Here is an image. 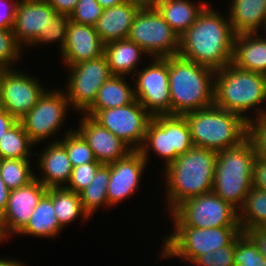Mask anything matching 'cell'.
<instances>
[{
  "mask_svg": "<svg viewBox=\"0 0 266 266\" xmlns=\"http://www.w3.org/2000/svg\"><path fill=\"white\" fill-rule=\"evenodd\" d=\"M226 17L208 3L180 37L178 54L214 71L231 63L235 33L228 15Z\"/></svg>",
  "mask_w": 266,
  "mask_h": 266,
  "instance_id": "cell-1",
  "label": "cell"
},
{
  "mask_svg": "<svg viewBox=\"0 0 266 266\" xmlns=\"http://www.w3.org/2000/svg\"><path fill=\"white\" fill-rule=\"evenodd\" d=\"M216 163L217 152L193 146L164 168L170 212L189 198L212 192Z\"/></svg>",
  "mask_w": 266,
  "mask_h": 266,
  "instance_id": "cell-2",
  "label": "cell"
},
{
  "mask_svg": "<svg viewBox=\"0 0 266 266\" xmlns=\"http://www.w3.org/2000/svg\"><path fill=\"white\" fill-rule=\"evenodd\" d=\"M215 71L179 54L168 57L171 115L214 105Z\"/></svg>",
  "mask_w": 266,
  "mask_h": 266,
  "instance_id": "cell-3",
  "label": "cell"
},
{
  "mask_svg": "<svg viewBox=\"0 0 266 266\" xmlns=\"http://www.w3.org/2000/svg\"><path fill=\"white\" fill-rule=\"evenodd\" d=\"M266 101V76L244 70L232 62L215 71L214 106L240 115L248 123L266 114L261 104ZM254 109L253 118L247 110Z\"/></svg>",
  "mask_w": 266,
  "mask_h": 266,
  "instance_id": "cell-4",
  "label": "cell"
},
{
  "mask_svg": "<svg viewBox=\"0 0 266 266\" xmlns=\"http://www.w3.org/2000/svg\"><path fill=\"white\" fill-rule=\"evenodd\" d=\"M256 150L247 137L239 145L217 152L213 192L240 209L253 187Z\"/></svg>",
  "mask_w": 266,
  "mask_h": 266,
  "instance_id": "cell-5",
  "label": "cell"
},
{
  "mask_svg": "<svg viewBox=\"0 0 266 266\" xmlns=\"http://www.w3.org/2000/svg\"><path fill=\"white\" fill-rule=\"evenodd\" d=\"M194 146L215 152L239 145L248 137V122L240 115L211 106L184 113Z\"/></svg>",
  "mask_w": 266,
  "mask_h": 266,
  "instance_id": "cell-6",
  "label": "cell"
},
{
  "mask_svg": "<svg viewBox=\"0 0 266 266\" xmlns=\"http://www.w3.org/2000/svg\"><path fill=\"white\" fill-rule=\"evenodd\" d=\"M173 227L171 234L163 241L161 256L171 259L177 257L190 264L207 252L212 253L229 245L242 232L240 227Z\"/></svg>",
  "mask_w": 266,
  "mask_h": 266,
  "instance_id": "cell-7",
  "label": "cell"
},
{
  "mask_svg": "<svg viewBox=\"0 0 266 266\" xmlns=\"http://www.w3.org/2000/svg\"><path fill=\"white\" fill-rule=\"evenodd\" d=\"M189 125L183 115H155L150 119L145 139L138 150L147 161L153 150L164 159L165 168L193 147Z\"/></svg>",
  "mask_w": 266,
  "mask_h": 266,
  "instance_id": "cell-8",
  "label": "cell"
},
{
  "mask_svg": "<svg viewBox=\"0 0 266 266\" xmlns=\"http://www.w3.org/2000/svg\"><path fill=\"white\" fill-rule=\"evenodd\" d=\"M170 217L174 226L240 227L239 210L213 191L180 203L171 212Z\"/></svg>",
  "mask_w": 266,
  "mask_h": 266,
  "instance_id": "cell-9",
  "label": "cell"
},
{
  "mask_svg": "<svg viewBox=\"0 0 266 266\" xmlns=\"http://www.w3.org/2000/svg\"><path fill=\"white\" fill-rule=\"evenodd\" d=\"M151 58L177 55L180 38L154 6H142L134 17L127 37Z\"/></svg>",
  "mask_w": 266,
  "mask_h": 266,
  "instance_id": "cell-10",
  "label": "cell"
},
{
  "mask_svg": "<svg viewBox=\"0 0 266 266\" xmlns=\"http://www.w3.org/2000/svg\"><path fill=\"white\" fill-rule=\"evenodd\" d=\"M100 126L107 128L132 150L142 146L152 115L135 99L132 103L100 111H84Z\"/></svg>",
  "mask_w": 266,
  "mask_h": 266,
  "instance_id": "cell-11",
  "label": "cell"
},
{
  "mask_svg": "<svg viewBox=\"0 0 266 266\" xmlns=\"http://www.w3.org/2000/svg\"><path fill=\"white\" fill-rule=\"evenodd\" d=\"M69 109L71 108L65 90L47 89L20 121L30 140L37 145L56 135L59 128H62Z\"/></svg>",
  "mask_w": 266,
  "mask_h": 266,
  "instance_id": "cell-12",
  "label": "cell"
},
{
  "mask_svg": "<svg viewBox=\"0 0 266 266\" xmlns=\"http://www.w3.org/2000/svg\"><path fill=\"white\" fill-rule=\"evenodd\" d=\"M70 71L67 92L70 107L81 114L94 102L97 92L112 76L105 54L75 65H66Z\"/></svg>",
  "mask_w": 266,
  "mask_h": 266,
  "instance_id": "cell-13",
  "label": "cell"
},
{
  "mask_svg": "<svg viewBox=\"0 0 266 266\" xmlns=\"http://www.w3.org/2000/svg\"><path fill=\"white\" fill-rule=\"evenodd\" d=\"M152 60L133 77L135 98L152 116L171 115L168 57Z\"/></svg>",
  "mask_w": 266,
  "mask_h": 266,
  "instance_id": "cell-14",
  "label": "cell"
},
{
  "mask_svg": "<svg viewBox=\"0 0 266 266\" xmlns=\"http://www.w3.org/2000/svg\"><path fill=\"white\" fill-rule=\"evenodd\" d=\"M45 90L39 79L27 73L24 74L21 70H0L2 108L17 121H20L36 105Z\"/></svg>",
  "mask_w": 266,
  "mask_h": 266,
  "instance_id": "cell-15",
  "label": "cell"
},
{
  "mask_svg": "<svg viewBox=\"0 0 266 266\" xmlns=\"http://www.w3.org/2000/svg\"><path fill=\"white\" fill-rule=\"evenodd\" d=\"M56 13L47 0H19L12 29L18 44L33 47Z\"/></svg>",
  "mask_w": 266,
  "mask_h": 266,
  "instance_id": "cell-16",
  "label": "cell"
},
{
  "mask_svg": "<svg viewBox=\"0 0 266 266\" xmlns=\"http://www.w3.org/2000/svg\"><path fill=\"white\" fill-rule=\"evenodd\" d=\"M108 165L110 166V180L107 197L109 206L112 207L138 191L147 161L138 150H133L125 158Z\"/></svg>",
  "mask_w": 266,
  "mask_h": 266,
  "instance_id": "cell-17",
  "label": "cell"
},
{
  "mask_svg": "<svg viewBox=\"0 0 266 266\" xmlns=\"http://www.w3.org/2000/svg\"><path fill=\"white\" fill-rule=\"evenodd\" d=\"M76 129L92 149L96 161L111 164L125 158L133 150L107 128L100 126L91 117L83 114Z\"/></svg>",
  "mask_w": 266,
  "mask_h": 266,
  "instance_id": "cell-18",
  "label": "cell"
},
{
  "mask_svg": "<svg viewBox=\"0 0 266 266\" xmlns=\"http://www.w3.org/2000/svg\"><path fill=\"white\" fill-rule=\"evenodd\" d=\"M104 54V43L94 26L70 20L64 48L60 55L66 65H75Z\"/></svg>",
  "mask_w": 266,
  "mask_h": 266,
  "instance_id": "cell-19",
  "label": "cell"
},
{
  "mask_svg": "<svg viewBox=\"0 0 266 266\" xmlns=\"http://www.w3.org/2000/svg\"><path fill=\"white\" fill-rule=\"evenodd\" d=\"M47 188L37 179L28 185L11 190L7 207L1 216L8 232L16 234L27 224Z\"/></svg>",
  "mask_w": 266,
  "mask_h": 266,
  "instance_id": "cell-20",
  "label": "cell"
},
{
  "mask_svg": "<svg viewBox=\"0 0 266 266\" xmlns=\"http://www.w3.org/2000/svg\"><path fill=\"white\" fill-rule=\"evenodd\" d=\"M39 156L38 169L44 173L42 178L35 174V179L39 180L47 189L66 187L69 183L73 166L67 155L65 147L55 139L47 145L42 153L33 154ZM38 176V177H37ZM65 184V185H64Z\"/></svg>",
  "mask_w": 266,
  "mask_h": 266,
  "instance_id": "cell-21",
  "label": "cell"
},
{
  "mask_svg": "<svg viewBox=\"0 0 266 266\" xmlns=\"http://www.w3.org/2000/svg\"><path fill=\"white\" fill-rule=\"evenodd\" d=\"M141 4L127 1L118 6L105 8L94 26L100 40L106 44L111 41L126 39L133 20Z\"/></svg>",
  "mask_w": 266,
  "mask_h": 266,
  "instance_id": "cell-22",
  "label": "cell"
},
{
  "mask_svg": "<svg viewBox=\"0 0 266 266\" xmlns=\"http://www.w3.org/2000/svg\"><path fill=\"white\" fill-rule=\"evenodd\" d=\"M237 34L234 37L233 60L237 67L266 76V35Z\"/></svg>",
  "mask_w": 266,
  "mask_h": 266,
  "instance_id": "cell-23",
  "label": "cell"
},
{
  "mask_svg": "<svg viewBox=\"0 0 266 266\" xmlns=\"http://www.w3.org/2000/svg\"><path fill=\"white\" fill-rule=\"evenodd\" d=\"M228 15L235 35L258 33L260 27L266 33V0H232Z\"/></svg>",
  "mask_w": 266,
  "mask_h": 266,
  "instance_id": "cell-24",
  "label": "cell"
},
{
  "mask_svg": "<svg viewBox=\"0 0 266 266\" xmlns=\"http://www.w3.org/2000/svg\"><path fill=\"white\" fill-rule=\"evenodd\" d=\"M104 54L112 75L134 77L140 60L147 54L130 39H121L104 44Z\"/></svg>",
  "mask_w": 266,
  "mask_h": 266,
  "instance_id": "cell-25",
  "label": "cell"
},
{
  "mask_svg": "<svg viewBox=\"0 0 266 266\" xmlns=\"http://www.w3.org/2000/svg\"><path fill=\"white\" fill-rule=\"evenodd\" d=\"M198 2L195 5L192 0H159L153 6L180 38L208 5Z\"/></svg>",
  "mask_w": 266,
  "mask_h": 266,
  "instance_id": "cell-26",
  "label": "cell"
},
{
  "mask_svg": "<svg viewBox=\"0 0 266 266\" xmlns=\"http://www.w3.org/2000/svg\"><path fill=\"white\" fill-rule=\"evenodd\" d=\"M62 231L57 220L53 201L52 188L41 197L27 224L17 233L27 236L53 238Z\"/></svg>",
  "mask_w": 266,
  "mask_h": 266,
  "instance_id": "cell-27",
  "label": "cell"
},
{
  "mask_svg": "<svg viewBox=\"0 0 266 266\" xmlns=\"http://www.w3.org/2000/svg\"><path fill=\"white\" fill-rule=\"evenodd\" d=\"M125 76L112 75L97 92L94 102L85 111H100L132 103L136 98Z\"/></svg>",
  "mask_w": 266,
  "mask_h": 266,
  "instance_id": "cell-28",
  "label": "cell"
},
{
  "mask_svg": "<svg viewBox=\"0 0 266 266\" xmlns=\"http://www.w3.org/2000/svg\"><path fill=\"white\" fill-rule=\"evenodd\" d=\"M52 201L54 211L62 228L71 224L75 219L89 220V215L83 210L80 195L65 187L52 188Z\"/></svg>",
  "mask_w": 266,
  "mask_h": 266,
  "instance_id": "cell-29",
  "label": "cell"
},
{
  "mask_svg": "<svg viewBox=\"0 0 266 266\" xmlns=\"http://www.w3.org/2000/svg\"><path fill=\"white\" fill-rule=\"evenodd\" d=\"M110 180V166L102 164L88 187L83 189L79 195L83 210L89 215L93 216L95 211L101 205L109 207L107 197V187Z\"/></svg>",
  "mask_w": 266,
  "mask_h": 266,
  "instance_id": "cell-30",
  "label": "cell"
},
{
  "mask_svg": "<svg viewBox=\"0 0 266 266\" xmlns=\"http://www.w3.org/2000/svg\"><path fill=\"white\" fill-rule=\"evenodd\" d=\"M34 145L21 121H17L0 139V159H30Z\"/></svg>",
  "mask_w": 266,
  "mask_h": 266,
  "instance_id": "cell-31",
  "label": "cell"
},
{
  "mask_svg": "<svg viewBox=\"0 0 266 266\" xmlns=\"http://www.w3.org/2000/svg\"><path fill=\"white\" fill-rule=\"evenodd\" d=\"M242 232L254 227L266 226V191L252 187L239 209Z\"/></svg>",
  "mask_w": 266,
  "mask_h": 266,
  "instance_id": "cell-32",
  "label": "cell"
},
{
  "mask_svg": "<svg viewBox=\"0 0 266 266\" xmlns=\"http://www.w3.org/2000/svg\"><path fill=\"white\" fill-rule=\"evenodd\" d=\"M29 159H0V176L7 188L15 190L35 179Z\"/></svg>",
  "mask_w": 266,
  "mask_h": 266,
  "instance_id": "cell-33",
  "label": "cell"
},
{
  "mask_svg": "<svg viewBox=\"0 0 266 266\" xmlns=\"http://www.w3.org/2000/svg\"><path fill=\"white\" fill-rule=\"evenodd\" d=\"M63 135L64 137L62 140L59 139V142L65 147L73 167L89 162H98L87 141L76 129H69Z\"/></svg>",
  "mask_w": 266,
  "mask_h": 266,
  "instance_id": "cell-34",
  "label": "cell"
},
{
  "mask_svg": "<svg viewBox=\"0 0 266 266\" xmlns=\"http://www.w3.org/2000/svg\"><path fill=\"white\" fill-rule=\"evenodd\" d=\"M233 259L235 266H266V260L245 232L236 237Z\"/></svg>",
  "mask_w": 266,
  "mask_h": 266,
  "instance_id": "cell-35",
  "label": "cell"
},
{
  "mask_svg": "<svg viewBox=\"0 0 266 266\" xmlns=\"http://www.w3.org/2000/svg\"><path fill=\"white\" fill-rule=\"evenodd\" d=\"M70 22L69 15L67 14H61L56 13L53 17L51 22L49 23V26L46 30L42 32V34L38 37V40L34 44L41 45V44H53L55 42H58L60 45V53L62 49L64 48L65 42H66V36H67V28L68 24Z\"/></svg>",
  "mask_w": 266,
  "mask_h": 266,
  "instance_id": "cell-36",
  "label": "cell"
},
{
  "mask_svg": "<svg viewBox=\"0 0 266 266\" xmlns=\"http://www.w3.org/2000/svg\"><path fill=\"white\" fill-rule=\"evenodd\" d=\"M22 49L12 30L0 29V70L13 69L12 64L21 60Z\"/></svg>",
  "mask_w": 266,
  "mask_h": 266,
  "instance_id": "cell-37",
  "label": "cell"
},
{
  "mask_svg": "<svg viewBox=\"0 0 266 266\" xmlns=\"http://www.w3.org/2000/svg\"><path fill=\"white\" fill-rule=\"evenodd\" d=\"M236 247V238L229 244L215 251L207 252L197 257L192 266H235L234 252Z\"/></svg>",
  "mask_w": 266,
  "mask_h": 266,
  "instance_id": "cell-38",
  "label": "cell"
},
{
  "mask_svg": "<svg viewBox=\"0 0 266 266\" xmlns=\"http://www.w3.org/2000/svg\"><path fill=\"white\" fill-rule=\"evenodd\" d=\"M102 11L103 8L96 0H78L69 18L78 24L95 26Z\"/></svg>",
  "mask_w": 266,
  "mask_h": 266,
  "instance_id": "cell-39",
  "label": "cell"
},
{
  "mask_svg": "<svg viewBox=\"0 0 266 266\" xmlns=\"http://www.w3.org/2000/svg\"><path fill=\"white\" fill-rule=\"evenodd\" d=\"M101 165L100 162H89L73 167L69 183L65 188L79 194L89 186Z\"/></svg>",
  "mask_w": 266,
  "mask_h": 266,
  "instance_id": "cell-40",
  "label": "cell"
},
{
  "mask_svg": "<svg viewBox=\"0 0 266 266\" xmlns=\"http://www.w3.org/2000/svg\"><path fill=\"white\" fill-rule=\"evenodd\" d=\"M254 119L248 123V137L254 143L257 156L266 160V114Z\"/></svg>",
  "mask_w": 266,
  "mask_h": 266,
  "instance_id": "cell-41",
  "label": "cell"
},
{
  "mask_svg": "<svg viewBox=\"0 0 266 266\" xmlns=\"http://www.w3.org/2000/svg\"><path fill=\"white\" fill-rule=\"evenodd\" d=\"M0 0V29L12 30L19 0Z\"/></svg>",
  "mask_w": 266,
  "mask_h": 266,
  "instance_id": "cell-42",
  "label": "cell"
},
{
  "mask_svg": "<svg viewBox=\"0 0 266 266\" xmlns=\"http://www.w3.org/2000/svg\"><path fill=\"white\" fill-rule=\"evenodd\" d=\"M253 187L266 191V160L259 156L254 163Z\"/></svg>",
  "mask_w": 266,
  "mask_h": 266,
  "instance_id": "cell-43",
  "label": "cell"
},
{
  "mask_svg": "<svg viewBox=\"0 0 266 266\" xmlns=\"http://www.w3.org/2000/svg\"><path fill=\"white\" fill-rule=\"evenodd\" d=\"M245 233L255 243L257 249L266 260V226L247 229Z\"/></svg>",
  "mask_w": 266,
  "mask_h": 266,
  "instance_id": "cell-44",
  "label": "cell"
},
{
  "mask_svg": "<svg viewBox=\"0 0 266 266\" xmlns=\"http://www.w3.org/2000/svg\"><path fill=\"white\" fill-rule=\"evenodd\" d=\"M57 13L70 14L76 7L78 0H47Z\"/></svg>",
  "mask_w": 266,
  "mask_h": 266,
  "instance_id": "cell-45",
  "label": "cell"
},
{
  "mask_svg": "<svg viewBox=\"0 0 266 266\" xmlns=\"http://www.w3.org/2000/svg\"><path fill=\"white\" fill-rule=\"evenodd\" d=\"M17 120L5 109L0 110V139L11 128Z\"/></svg>",
  "mask_w": 266,
  "mask_h": 266,
  "instance_id": "cell-46",
  "label": "cell"
},
{
  "mask_svg": "<svg viewBox=\"0 0 266 266\" xmlns=\"http://www.w3.org/2000/svg\"><path fill=\"white\" fill-rule=\"evenodd\" d=\"M9 195H10V190L7 188L3 179L0 176V216L3 215L7 207Z\"/></svg>",
  "mask_w": 266,
  "mask_h": 266,
  "instance_id": "cell-47",
  "label": "cell"
},
{
  "mask_svg": "<svg viewBox=\"0 0 266 266\" xmlns=\"http://www.w3.org/2000/svg\"><path fill=\"white\" fill-rule=\"evenodd\" d=\"M103 9L118 6L127 2L128 0H96Z\"/></svg>",
  "mask_w": 266,
  "mask_h": 266,
  "instance_id": "cell-48",
  "label": "cell"
},
{
  "mask_svg": "<svg viewBox=\"0 0 266 266\" xmlns=\"http://www.w3.org/2000/svg\"><path fill=\"white\" fill-rule=\"evenodd\" d=\"M10 236L11 234L8 232L7 227L0 216V244Z\"/></svg>",
  "mask_w": 266,
  "mask_h": 266,
  "instance_id": "cell-49",
  "label": "cell"
},
{
  "mask_svg": "<svg viewBox=\"0 0 266 266\" xmlns=\"http://www.w3.org/2000/svg\"><path fill=\"white\" fill-rule=\"evenodd\" d=\"M0 266H25L22 262L18 260L11 259H1L0 258Z\"/></svg>",
  "mask_w": 266,
  "mask_h": 266,
  "instance_id": "cell-50",
  "label": "cell"
},
{
  "mask_svg": "<svg viewBox=\"0 0 266 266\" xmlns=\"http://www.w3.org/2000/svg\"><path fill=\"white\" fill-rule=\"evenodd\" d=\"M128 1L137 2L141 4L142 6H153L159 0H128Z\"/></svg>",
  "mask_w": 266,
  "mask_h": 266,
  "instance_id": "cell-51",
  "label": "cell"
},
{
  "mask_svg": "<svg viewBox=\"0 0 266 266\" xmlns=\"http://www.w3.org/2000/svg\"><path fill=\"white\" fill-rule=\"evenodd\" d=\"M2 109V102H1V96H0V110Z\"/></svg>",
  "mask_w": 266,
  "mask_h": 266,
  "instance_id": "cell-52",
  "label": "cell"
}]
</instances>
